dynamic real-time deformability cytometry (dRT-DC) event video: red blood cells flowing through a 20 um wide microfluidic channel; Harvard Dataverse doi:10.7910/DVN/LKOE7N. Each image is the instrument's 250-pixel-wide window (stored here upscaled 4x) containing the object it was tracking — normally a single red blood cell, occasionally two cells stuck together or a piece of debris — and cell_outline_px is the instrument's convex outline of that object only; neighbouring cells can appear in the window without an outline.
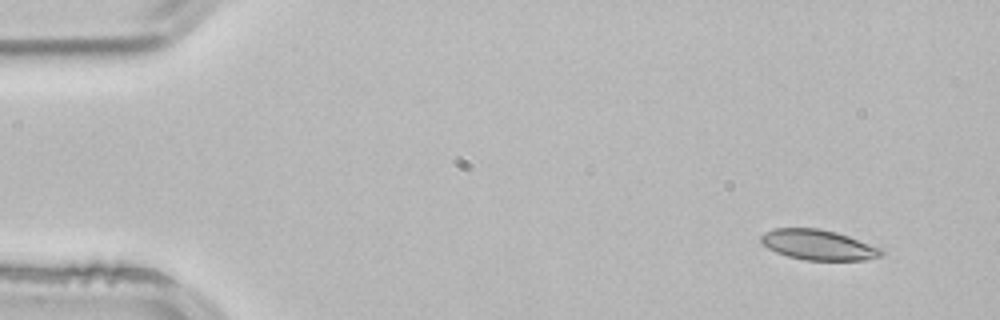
{"species": "common noctule bat (a hibernating species)", "species_latin": "Nyctalus noctula", "temperature_condition": "room temperature", "stored_images_in_passage": 3, "camera_frame_rate_fps": 3000, "um_per_image_px": 0.085, "animal": {"sex": "male", "body_mass_g": 21.5, "forearm_length_mm": 52.0}, "frame": {"image": 1, "passage_image": 1, "time_ms": 0.0, "image_size_px": [1000, 320], "cell_outline_px": [[884, 256], [864, 260], [804, 260], [788, 256], [776, 252], [768, 248], [760, 240], [760, 236], [764, 232], [772, 228], [820, 228], [836, 232], [884, 248]], "centroid_in_image_um": [69.59, 20.81], "position_along_channel_um": 15.4, "area_um2": 21.44}}
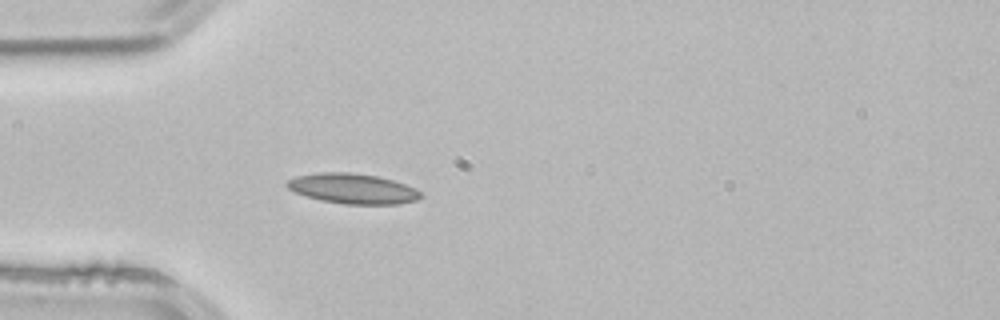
{"frame": {"image": 2, "passage_image": 3, "time_ms": 0.667, "image_size_px": [1000, 320], "cell_outline_px": [[424, 196], [416, 200], [400, 204], [344, 204], [320, 200], [296, 192], [288, 188], [284, 184], [288, 180], [296, 176], [320, 172], [348, 172], [380, 176], [404, 184], [420, 192]], "centroid_in_image_um": [29.98, 16.03], "position_along_channel_um": 55.0, "area_um2": 23.41}}